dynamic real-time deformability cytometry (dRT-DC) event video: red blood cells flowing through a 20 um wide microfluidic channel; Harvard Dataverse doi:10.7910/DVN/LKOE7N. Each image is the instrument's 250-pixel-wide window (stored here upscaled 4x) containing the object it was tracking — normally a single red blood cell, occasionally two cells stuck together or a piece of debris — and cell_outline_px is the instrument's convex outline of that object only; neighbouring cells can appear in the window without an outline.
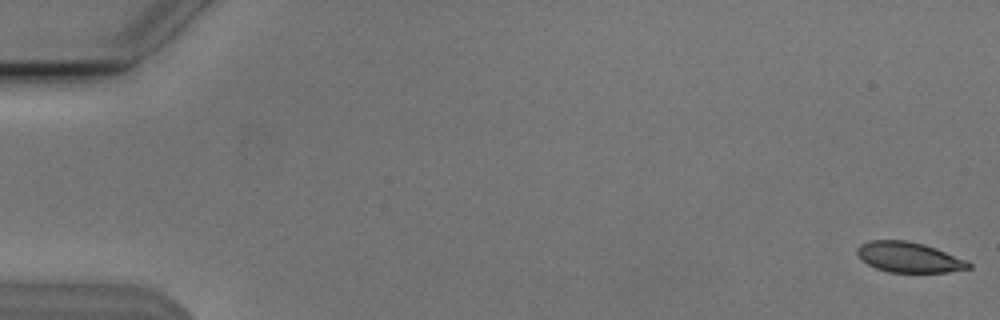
{"species": "Egyptian fruit bat (a non-hibernating species)", "species_latin": "Rousettus aegyptiacus", "temperature_condition": "cold", "stored_images_in_passage": 13, "camera_frame_rate_fps": 3000, "um_per_image_px": 0.085, "animal": {"sex": "male"}, "frame": {"image": 1, "passage_image": 1, "time_ms": 0.0, "image_size_px": [1000, 320], "cell_outline_px": [[972, 268], [948, 272], [888, 272], [876, 268], [868, 264], [856, 252], [856, 248], [860, 244], [868, 240], [908, 240], [924, 244], [936, 248], [968, 260], [972, 264]], "centroid_in_image_um": [77.29, 21.86], "position_along_channel_um": 7.7, "area_um2": 19.83}}